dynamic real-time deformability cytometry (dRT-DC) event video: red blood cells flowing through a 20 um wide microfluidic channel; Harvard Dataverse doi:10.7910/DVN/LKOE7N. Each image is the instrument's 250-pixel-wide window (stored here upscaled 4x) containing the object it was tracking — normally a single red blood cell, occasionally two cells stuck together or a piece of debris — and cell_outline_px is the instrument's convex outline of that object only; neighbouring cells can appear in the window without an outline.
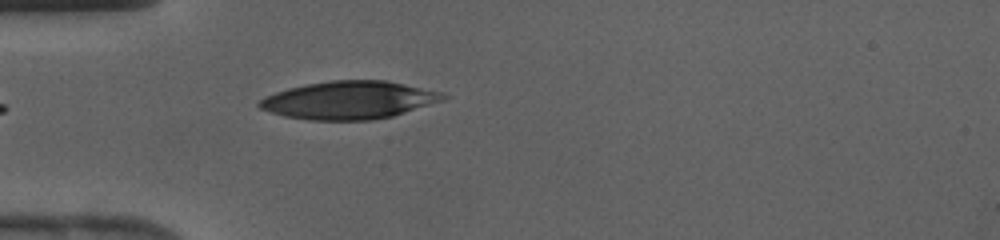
{"species": "human", "species_latin": "Homo sapiens", "temperature_condition": "cold", "stored_images_in_passage": 31, "camera_frame_rate_fps": 3000, "um_per_image_px": 0.085, "donor": {"sex": "female"}, "frame": {"image": 1, "passage_image": 2, "time_ms": 0.333, "image_size_px": [1000, 240], "cell_outline_px": [[448, 96], [444, 100], [392, 116], [372, 120], [308, 120], [284, 116], [260, 108], [256, 104], [260, 100], [276, 92], [288, 88], [308, 84], [332, 80], [384, 80], [404, 84], [440, 92]], "centroid_in_image_um": [29.66, 8.51], "position_along_channel_um": 55.3, "area_um2": 40.17}}
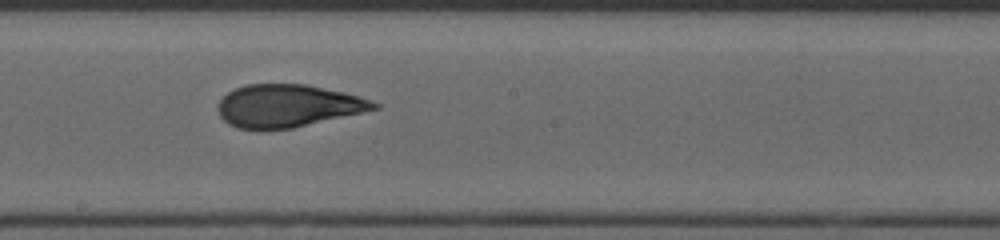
{"frame": {"image": 2, "passage_image": 13, "time_ms": 4.0, "image_size_px": [1000, 240], "cell_outline_px": [[380, 108], [292, 128], [236, 128], [228, 124], [220, 116], [216, 108], [220, 100], [228, 92], [244, 84], [308, 84], [344, 92], [360, 96], [380, 104]], "centroid_in_image_um": [24.46, 8.97], "position_along_channel_um": 223.7, "area_um2": 38.49}}
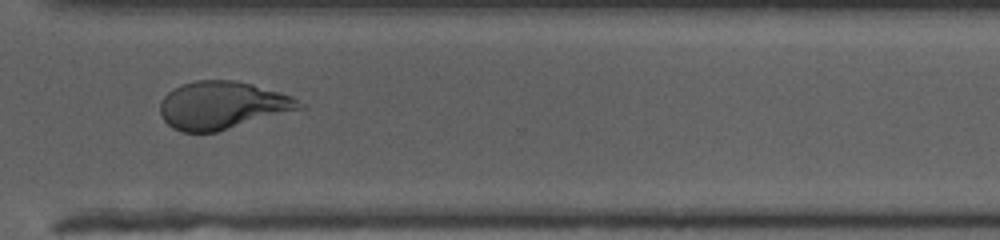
{"frame": {"image": 3, "passage_image": 21, "time_ms": 6.667, "image_size_px": [1000, 240], "cell_outline_px": [[308, 108], [216, 132], [180, 132], [172, 128], [160, 116], [160, 104], [164, 96], [172, 88], [196, 80], [236, 80], [252, 84], [280, 92], [292, 96], [304, 104]], "centroid_in_image_um": [18.93, 8.96], "position_along_channel_um": 351.7, "area_um2": 39.13}}